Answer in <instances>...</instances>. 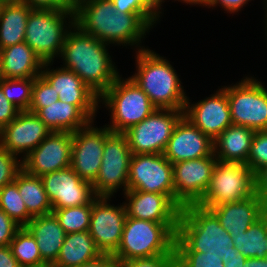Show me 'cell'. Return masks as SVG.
I'll use <instances>...</instances> for the list:
<instances>
[{
	"mask_svg": "<svg viewBox=\"0 0 267 267\" xmlns=\"http://www.w3.org/2000/svg\"><path fill=\"white\" fill-rule=\"evenodd\" d=\"M74 24V10H32L24 42L43 63L54 62L60 57L66 35Z\"/></svg>",
	"mask_w": 267,
	"mask_h": 267,
	"instance_id": "7",
	"label": "cell"
},
{
	"mask_svg": "<svg viewBox=\"0 0 267 267\" xmlns=\"http://www.w3.org/2000/svg\"><path fill=\"white\" fill-rule=\"evenodd\" d=\"M3 78H35L40 76L43 62L26 43L0 49Z\"/></svg>",
	"mask_w": 267,
	"mask_h": 267,
	"instance_id": "25",
	"label": "cell"
},
{
	"mask_svg": "<svg viewBox=\"0 0 267 267\" xmlns=\"http://www.w3.org/2000/svg\"><path fill=\"white\" fill-rule=\"evenodd\" d=\"M75 25L105 44L145 49L143 38L153 28L138 13L117 12L111 0H77Z\"/></svg>",
	"mask_w": 267,
	"mask_h": 267,
	"instance_id": "1",
	"label": "cell"
},
{
	"mask_svg": "<svg viewBox=\"0 0 267 267\" xmlns=\"http://www.w3.org/2000/svg\"><path fill=\"white\" fill-rule=\"evenodd\" d=\"M117 12L138 13L153 28L163 15L161 9L152 0H111ZM156 24V25H155Z\"/></svg>",
	"mask_w": 267,
	"mask_h": 267,
	"instance_id": "36",
	"label": "cell"
},
{
	"mask_svg": "<svg viewBox=\"0 0 267 267\" xmlns=\"http://www.w3.org/2000/svg\"><path fill=\"white\" fill-rule=\"evenodd\" d=\"M263 2V10L265 9V10H267V0H263L262 1Z\"/></svg>",
	"mask_w": 267,
	"mask_h": 267,
	"instance_id": "56",
	"label": "cell"
},
{
	"mask_svg": "<svg viewBox=\"0 0 267 267\" xmlns=\"http://www.w3.org/2000/svg\"><path fill=\"white\" fill-rule=\"evenodd\" d=\"M216 162L213 152L207 157L173 164L174 202L181 209L197 204L203 198Z\"/></svg>",
	"mask_w": 267,
	"mask_h": 267,
	"instance_id": "13",
	"label": "cell"
},
{
	"mask_svg": "<svg viewBox=\"0 0 267 267\" xmlns=\"http://www.w3.org/2000/svg\"><path fill=\"white\" fill-rule=\"evenodd\" d=\"M230 235L233 238V246L245 258H266L267 212L244 233Z\"/></svg>",
	"mask_w": 267,
	"mask_h": 267,
	"instance_id": "31",
	"label": "cell"
},
{
	"mask_svg": "<svg viewBox=\"0 0 267 267\" xmlns=\"http://www.w3.org/2000/svg\"><path fill=\"white\" fill-rule=\"evenodd\" d=\"M160 9H161V12L163 11L162 7L163 6L162 4L165 2L164 0H152ZM167 1V0H166Z\"/></svg>",
	"mask_w": 267,
	"mask_h": 267,
	"instance_id": "52",
	"label": "cell"
},
{
	"mask_svg": "<svg viewBox=\"0 0 267 267\" xmlns=\"http://www.w3.org/2000/svg\"><path fill=\"white\" fill-rule=\"evenodd\" d=\"M32 10H75L77 0H20Z\"/></svg>",
	"mask_w": 267,
	"mask_h": 267,
	"instance_id": "42",
	"label": "cell"
},
{
	"mask_svg": "<svg viewBox=\"0 0 267 267\" xmlns=\"http://www.w3.org/2000/svg\"><path fill=\"white\" fill-rule=\"evenodd\" d=\"M58 100L59 96L55 89L41 75L35 77L32 88V101L28 111L36 113L39 109L47 107Z\"/></svg>",
	"mask_w": 267,
	"mask_h": 267,
	"instance_id": "39",
	"label": "cell"
},
{
	"mask_svg": "<svg viewBox=\"0 0 267 267\" xmlns=\"http://www.w3.org/2000/svg\"><path fill=\"white\" fill-rule=\"evenodd\" d=\"M52 64L43 63L40 75L55 89L59 100L77 106L92 122L95 121L100 97L73 71L63 67L51 69Z\"/></svg>",
	"mask_w": 267,
	"mask_h": 267,
	"instance_id": "16",
	"label": "cell"
},
{
	"mask_svg": "<svg viewBox=\"0 0 267 267\" xmlns=\"http://www.w3.org/2000/svg\"><path fill=\"white\" fill-rule=\"evenodd\" d=\"M233 245V238L217 217L197 204L181 209L175 238V251L218 254L222 259Z\"/></svg>",
	"mask_w": 267,
	"mask_h": 267,
	"instance_id": "4",
	"label": "cell"
},
{
	"mask_svg": "<svg viewBox=\"0 0 267 267\" xmlns=\"http://www.w3.org/2000/svg\"><path fill=\"white\" fill-rule=\"evenodd\" d=\"M6 1H9V0H0V4L3 3V2H6Z\"/></svg>",
	"mask_w": 267,
	"mask_h": 267,
	"instance_id": "57",
	"label": "cell"
},
{
	"mask_svg": "<svg viewBox=\"0 0 267 267\" xmlns=\"http://www.w3.org/2000/svg\"><path fill=\"white\" fill-rule=\"evenodd\" d=\"M3 79L4 78H3V75H2V67H1V62H0V84H1Z\"/></svg>",
	"mask_w": 267,
	"mask_h": 267,
	"instance_id": "55",
	"label": "cell"
},
{
	"mask_svg": "<svg viewBox=\"0 0 267 267\" xmlns=\"http://www.w3.org/2000/svg\"><path fill=\"white\" fill-rule=\"evenodd\" d=\"M101 255L89 231L66 234L60 254L54 263L58 267H79Z\"/></svg>",
	"mask_w": 267,
	"mask_h": 267,
	"instance_id": "29",
	"label": "cell"
},
{
	"mask_svg": "<svg viewBox=\"0 0 267 267\" xmlns=\"http://www.w3.org/2000/svg\"><path fill=\"white\" fill-rule=\"evenodd\" d=\"M224 267H243L247 258L244 257L236 248L231 245L226 257L222 258Z\"/></svg>",
	"mask_w": 267,
	"mask_h": 267,
	"instance_id": "46",
	"label": "cell"
},
{
	"mask_svg": "<svg viewBox=\"0 0 267 267\" xmlns=\"http://www.w3.org/2000/svg\"><path fill=\"white\" fill-rule=\"evenodd\" d=\"M0 267H20L17 259L12 255L10 246H0Z\"/></svg>",
	"mask_w": 267,
	"mask_h": 267,
	"instance_id": "49",
	"label": "cell"
},
{
	"mask_svg": "<svg viewBox=\"0 0 267 267\" xmlns=\"http://www.w3.org/2000/svg\"><path fill=\"white\" fill-rule=\"evenodd\" d=\"M184 110L157 109L127 129L125 135L132 154H163Z\"/></svg>",
	"mask_w": 267,
	"mask_h": 267,
	"instance_id": "11",
	"label": "cell"
},
{
	"mask_svg": "<svg viewBox=\"0 0 267 267\" xmlns=\"http://www.w3.org/2000/svg\"><path fill=\"white\" fill-rule=\"evenodd\" d=\"M35 78H4L0 84L5 97L19 111H28Z\"/></svg>",
	"mask_w": 267,
	"mask_h": 267,
	"instance_id": "35",
	"label": "cell"
},
{
	"mask_svg": "<svg viewBox=\"0 0 267 267\" xmlns=\"http://www.w3.org/2000/svg\"><path fill=\"white\" fill-rule=\"evenodd\" d=\"M108 46L74 24L59 57L61 67L73 71L99 97L120 75Z\"/></svg>",
	"mask_w": 267,
	"mask_h": 267,
	"instance_id": "2",
	"label": "cell"
},
{
	"mask_svg": "<svg viewBox=\"0 0 267 267\" xmlns=\"http://www.w3.org/2000/svg\"><path fill=\"white\" fill-rule=\"evenodd\" d=\"M19 110L4 95L0 87V131L19 114Z\"/></svg>",
	"mask_w": 267,
	"mask_h": 267,
	"instance_id": "44",
	"label": "cell"
},
{
	"mask_svg": "<svg viewBox=\"0 0 267 267\" xmlns=\"http://www.w3.org/2000/svg\"><path fill=\"white\" fill-rule=\"evenodd\" d=\"M136 72L129 76L157 109L184 110L187 93L167 58L150 48L135 52Z\"/></svg>",
	"mask_w": 267,
	"mask_h": 267,
	"instance_id": "3",
	"label": "cell"
},
{
	"mask_svg": "<svg viewBox=\"0 0 267 267\" xmlns=\"http://www.w3.org/2000/svg\"><path fill=\"white\" fill-rule=\"evenodd\" d=\"M0 209L21 227H25L33 218L27 211L17 184L13 181L0 189Z\"/></svg>",
	"mask_w": 267,
	"mask_h": 267,
	"instance_id": "33",
	"label": "cell"
},
{
	"mask_svg": "<svg viewBox=\"0 0 267 267\" xmlns=\"http://www.w3.org/2000/svg\"><path fill=\"white\" fill-rule=\"evenodd\" d=\"M38 267H58V266L55 265V264H49V263H46V264L41 265V266H38Z\"/></svg>",
	"mask_w": 267,
	"mask_h": 267,
	"instance_id": "54",
	"label": "cell"
},
{
	"mask_svg": "<svg viewBox=\"0 0 267 267\" xmlns=\"http://www.w3.org/2000/svg\"><path fill=\"white\" fill-rule=\"evenodd\" d=\"M79 267H121V265L112 255L103 254L99 258Z\"/></svg>",
	"mask_w": 267,
	"mask_h": 267,
	"instance_id": "48",
	"label": "cell"
},
{
	"mask_svg": "<svg viewBox=\"0 0 267 267\" xmlns=\"http://www.w3.org/2000/svg\"><path fill=\"white\" fill-rule=\"evenodd\" d=\"M132 152L123 133L112 132L106 139L97 178L92 183L97 197H114L127 191ZM123 187V188H122Z\"/></svg>",
	"mask_w": 267,
	"mask_h": 267,
	"instance_id": "10",
	"label": "cell"
},
{
	"mask_svg": "<svg viewBox=\"0 0 267 267\" xmlns=\"http://www.w3.org/2000/svg\"><path fill=\"white\" fill-rule=\"evenodd\" d=\"M112 133L106 126L97 128L94 121L87 127L72 133V155L70 167L91 184L100 170L105 139Z\"/></svg>",
	"mask_w": 267,
	"mask_h": 267,
	"instance_id": "15",
	"label": "cell"
},
{
	"mask_svg": "<svg viewBox=\"0 0 267 267\" xmlns=\"http://www.w3.org/2000/svg\"><path fill=\"white\" fill-rule=\"evenodd\" d=\"M178 223H158L126 217L121 243L112 255L120 265L125 261L159 255H175Z\"/></svg>",
	"mask_w": 267,
	"mask_h": 267,
	"instance_id": "5",
	"label": "cell"
},
{
	"mask_svg": "<svg viewBox=\"0 0 267 267\" xmlns=\"http://www.w3.org/2000/svg\"><path fill=\"white\" fill-rule=\"evenodd\" d=\"M52 212L66 234L89 231L91 203L70 208L52 209Z\"/></svg>",
	"mask_w": 267,
	"mask_h": 267,
	"instance_id": "34",
	"label": "cell"
},
{
	"mask_svg": "<svg viewBox=\"0 0 267 267\" xmlns=\"http://www.w3.org/2000/svg\"><path fill=\"white\" fill-rule=\"evenodd\" d=\"M246 165L255 175L267 167V131H255Z\"/></svg>",
	"mask_w": 267,
	"mask_h": 267,
	"instance_id": "38",
	"label": "cell"
},
{
	"mask_svg": "<svg viewBox=\"0 0 267 267\" xmlns=\"http://www.w3.org/2000/svg\"><path fill=\"white\" fill-rule=\"evenodd\" d=\"M121 267H176V255H159L125 261Z\"/></svg>",
	"mask_w": 267,
	"mask_h": 267,
	"instance_id": "41",
	"label": "cell"
},
{
	"mask_svg": "<svg viewBox=\"0 0 267 267\" xmlns=\"http://www.w3.org/2000/svg\"><path fill=\"white\" fill-rule=\"evenodd\" d=\"M258 80L246 76L221 88L227 94L233 124L254 131H267V89Z\"/></svg>",
	"mask_w": 267,
	"mask_h": 267,
	"instance_id": "9",
	"label": "cell"
},
{
	"mask_svg": "<svg viewBox=\"0 0 267 267\" xmlns=\"http://www.w3.org/2000/svg\"><path fill=\"white\" fill-rule=\"evenodd\" d=\"M41 178L53 209L88 205L97 197L92 184L82 180L71 167Z\"/></svg>",
	"mask_w": 267,
	"mask_h": 267,
	"instance_id": "17",
	"label": "cell"
},
{
	"mask_svg": "<svg viewBox=\"0 0 267 267\" xmlns=\"http://www.w3.org/2000/svg\"><path fill=\"white\" fill-rule=\"evenodd\" d=\"M26 209L32 217L52 212V205L46 194L42 178L31 175L22 169L15 181Z\"/></svg>",
	"mask_w": 267,
	"mask_h": 267,
	"instance_id": "30",
	"label": "cell"
},
{
	"mask_svg": "<svg viewBox=\"0 0 267 267\" xmlns=\"http://www.w3.org/2000/svg\"><path fill=\"white\" fill-rule=\"evenodd\" d=\"M250 1L252 0H207L205 7L214 9L217 6H221L226 13L237 14V12L241 11Z\"/></svg>",
	"mask_w": 267,
	"mask_h": 267,
	"instance_id": "45",
	"label": "cell"
},
{
	"mask_svg": "<svg viewBox=\"0 0 267 267\" xmlns=\"http://www.w3.org/2000/svg\"><path fill=\"white\" fill-rule=\"evenodd\" d=\"M174 1H179V2H183V3H187V5L189 4V5H194V6H196V5H198V6H206V3H207V0H174Z\"/></svg>",
	"mask_w": 267,
	"mask_h": 267,
	"instance_id": "51",
	"label": "cell"
},
{
	"mask_svg": "<svg viewBox=\"0 0 267 267\" xmlns=\"http://www.w3.org/2000/svg\"><path fill=\"white\" fill-rule=\"evenodd\" d=\"M121 76L117 77L99 99L100 108L104 105L110 113L111 122L105 126L115 133L125 132L156 110L147 94L134 80Z\"/></svg>",
	"mask_w": 267,
	"mask_h": 267,
	"instance_id": "6",
	"label": "cell"
},
{
	"mask_svg": "<svg viewBox=\"0 0 267 267\" xmlns=\"http://www.w3.org/2000/svg\"><path fill=\"white\" fill-rule=\"evenodd\" d=\"M264 11H265V15H264V17H265V18H264L265 21H263V22L266 24V25H265V32H266L265 34H266V36H267V31H266V30H267V10H264Z\"/></svg>",
	"mask_w": 267,
	"mask_h": 267,
	"instance_id": "53",
	"label": "cell"
},
{
	"mask_svg": "<svg viewBox=\"0 0 267 267\" xmlns=\"http://www.w3.org/2000/svg\"><path fill=\"white\" fill-rule=\"evenodd\" d=\"M256 193L267 207V167L255 175Z\"/></svg>",
	"mask_w": 267,
	"mask_h": 267,
	"instance_id": "47",
	"label": "cell"
},
{
	"mask_svg": "<svg viewBox=\"0 0 267 267\" xmlns=\"http://www.w3.org/2000/svg\"><path fill=\"white\" fill-rule=\"evenodd\" d=\"M20 228L19 224L0 209V246H9Z\"/></svg>",
	"mask_w": 267,
	"mask_h": 267,
	"instance_id": "43",
	"label": "cell"
},
{
	"mask_svg": "<svg viewBox=\"0 0 267 267\" xmlns=\"http://www.w3.org/2000/svg\"><path fill=\"white\" fill-rule=\"evenodd\" d=\"M255 131L241 125L232 124L214 141V155L223 162L246 164Z\"/></svg>",
	"mask_w": 267,
	"mask_h": 267,
	"instance_id": "26",
	"label": "cell"
},
{
	"mask_svg": "<svg viewBox=\"0 0 267 267\" xmlns=\"http://www.w3.org/2000/svg\"><path fill=\"white\" fill-rule=\"evenodd\" d=\"M184 116L212 141L233 124L227 94L222 88L193 104L187 97Z\"/></svg>",
	"mask_w": 267,
	"mask_h": 267,
	"instance_id": "19",
	"label": "cell"
},
{
	"mask_svg": "<svg viewBox=\"0 0 267 267\" xmlns=\"http://www.w3.org/2000/svg\"><path fill=\"white\" fill-rule=\"evenodd\" d=\"M110 201L111 197H96L91 202L89 233L102 254L113 255L121 243L127 212L124 202L115 206Z\"/></svg>",
	"mask_w": 267,
	"mask_h": 267,
	"instance_id": "14",
	"label": "cell"
},
{
	"mask_svg": "<svg viewBox=\"0 0 267 267\" xmlns=\"http://www.w3.org/2000/svg\"><path fill=\"white\" fill-rule=\"evenodd\" d=\"M32 9L20 0L0 4V49L24 42Z\"/></svg>",
	"mask_w": 267,
	"mask_h": 267,
	"instance_id": "27",
	"label": "cell"
},
{
	"mask_svg": "<svg viewBox=\"0 0 267 267\" xmlns=\"http://www.w3.org/2000/svg\"><path fill=\"white\" fill-rule=\"evenodd\" d=\"M243 267H267V257L266 258H249Z\"/></svg>",
	"mask_w": 267,
	"mask_h": 267,
	"instance_id": "50",
	"label": "cell"
},
{
	"mask_svg": "<svg viewBox=\"0 0 267 267\" xmlns=\"http://www.w3.org/2000/svg\"><path fill=\"white\" fill-rule=\"evenodd\" d=\"M51 132L74 133L92 121L75 105L58 100L35 113Z\"/></svg>",
	"mask_w": 267,
	"mask_h": 267,
	"instance_id": "28",
	"label": "cell"
},
{
	"mask_svg": "<svg viewBox=\"0 0 267 267\" xmlns=\"http://www.w3.org/2000/svg\"><path fill=\"white\" fill-rule=\"evenodd\" d=\"M50 133V129L35 113L20 111L16 118L0 131V145L23 160Z\"/></svg>",
	"mask_w": 267,
	"mask_h": 267,
	"instance_id": "20",
	"label": "cell"
},
{
	"mask_svg": "<svg viewBox=\"0 0 267 267\" xmlns=\"http://www.w3.org/2000/svg\"><path fill=\"white\" fill-rule=\"evenodd\" d=\"M127 190L165 194L174 201L173 164L164 154H132Z\"/></svg>",
	"mask_w": 267,
	"mask_h": 267,
	"instance_id": "12",
	"label": "cell"
},
{
	"mask_svg": "<svg viewBox=\"0 0 267 267\" xmlns=\"http://www.w3.org/2000/svg\"><path fill=\"white\" fill-rule=\"evenodd\" d=\"M9 246L20 267H38L46 264L41 258L36 239L25 227L16 232Z\"/></svg>",
	"mask_w": 267,
	"mask_h": 267,
	"instance_id": "32",
	"label": "cell"
},
{
	"mask_svg": "<svg viewBox=\"0 0 267 267\" xmlns=\"http://www.w3.org/2000/svg\"><path fill=\"white\" fill-rule=\"evenodd\" d=\"M206 209H209L217 217L220 225L229 234L244 233L267 212V207L257 193L249 199Z\"/></svg>",
	"mask_w": 267,
	"mask_h": 267,
	"instance_id": "23",
	"label": "cell"
},
{
	"mask_svg": "<svg viewBox=\"0 0 267 267\" xmlns=\"http://www.w3.org/2000/svg\"><path fill=\"white\" fill-rule=\"evenodd\" d=\"M213 152V141L183 115L177 122L163 154L174 164L207 157Z\"/></svg>",
	"mask_w": 267,
	"mask_h": 267,
	"instance_id": "21",
	"label": "cell"
},
{
	"mask_svg": "<svg viewBox=\"0 0 267 267\" xmlns=\"http://www.w3.org/2000/svg\"><path fill=\"white\" fill-rule=\"evenodd\" d=\"M255 193V174L246 164L217 160L209 187L197 205L212 208L249 199Z\"/></svg>",
	"mask_w": 267,
	"mask_h": 267,
	"instance_id": "8",
	"label": "cell"
},
{
	"mask_svg": "<svg viewBox=\"0 0 267 267\" xmlns=\"http://www.w3.org/2000/svg\"><path fill=\"white\" fill-rule=\"evenodd\" d=\"M72 133L51 132L23 160V169L31 175L45 174L70 167Z\"/></svg>",
	"mask_w": 267,
	"mask_h": 267,
	"instance_id": "18",
	"label": "cell"
},
{
	"mask_svg": "<svg viewBox=\"0 0 267 267\" xmlns=\"http://www.w3.org/2000/svg\"><path fill=\"white\" fill-rule=\"evenodd\" d=\"M22 169V160L0 145V189L15 181Z\"/></svg>",
	"mask_w": 267,
	"mask_h": 267,
	"instance_id": "40",
	"label": "cell"
},
{
	"mask_svg": "<svg viewBox=\"0 0 267 267\" xmlns=\"http://www.w3.org/2000/svg\"><path fill=\"white\" fill-rule=\"evenodd\" d=\"M123 197L128 217L158 223L179 221L181 208L168 195L127 190Z\"/></svg>",
	"mask_w": 267,
	"mask_h": 267,
	"instance_id": "22",
	"label": "cell"
},
{
	"mask_svg": "<svg viewBox=\"0 0 267 267\" xmlns=\"http://www.w3.org/2000/svg\"><path fill=\"white\" fill-rule=\"evenodd\" d=\"M176 267H224L218 254L197 251H175Z\"/></svg>",
	"mask_w": 267,
	"mask_h": 267,
	"instance_id": "37",
	"label": "cell"
},
{
	"mask_svg": "<svg viewBox=\"0 0 267 267\" xmlns=\"http://www.w3.org/2000/svg\"><path fill=\"white\" fill-rule=\"evenodd\" d=\"M25 228L36 239L42 260L54 264L66 237L54 213L33 217Z\"/></svg>",
	"mask_w": 267,
	"mask_h": 267,
	"instance_id": "24",
	"label": "cell"
}]
</instances>
